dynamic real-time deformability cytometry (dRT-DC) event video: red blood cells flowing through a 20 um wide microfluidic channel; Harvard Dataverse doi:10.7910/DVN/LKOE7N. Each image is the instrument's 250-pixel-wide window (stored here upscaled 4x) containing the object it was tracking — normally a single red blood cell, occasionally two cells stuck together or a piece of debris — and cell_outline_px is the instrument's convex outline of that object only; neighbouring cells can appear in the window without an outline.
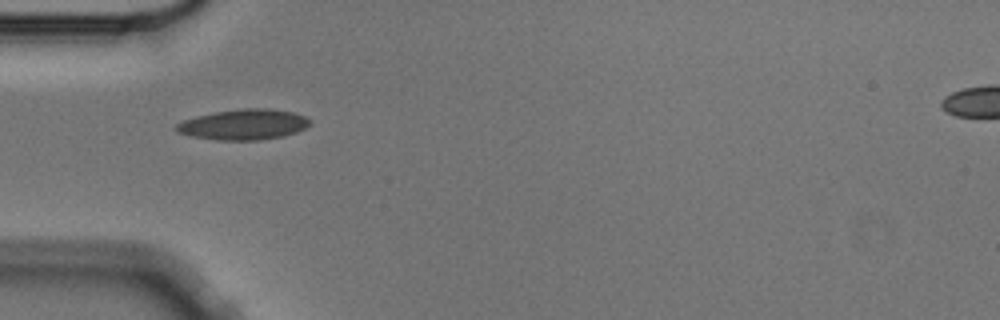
{"species": "Egyptian fruit bat (a non-hibernating species)", "species_latin": "Rousettus aegyptiacus", "temperature_condition": "cold", "stored_images_in_passage": 2, "camera_frame_rate_fps": 3000, "um_per_image_px": 0.085, "animal": {"sex": "male"}, "frame": {"image": 1, "passage_image": 1, "time_ms": 0.0, "image_size_px": [1000, 320], "cell_outline_px": [[312, 124], [296, 132], [284, 136], [260, 140], [216, 140], [192, 136], [176, 132], [176, 124], [184, 120], [196, 116], [216, 112], [244, 108], [268, 108], [292, 112], [304, 116], [312, 120]], "centroid_in_image_um": [20.74, 10.58], "position_along_channel_um": 64.3, "area_um2": 23.76}}
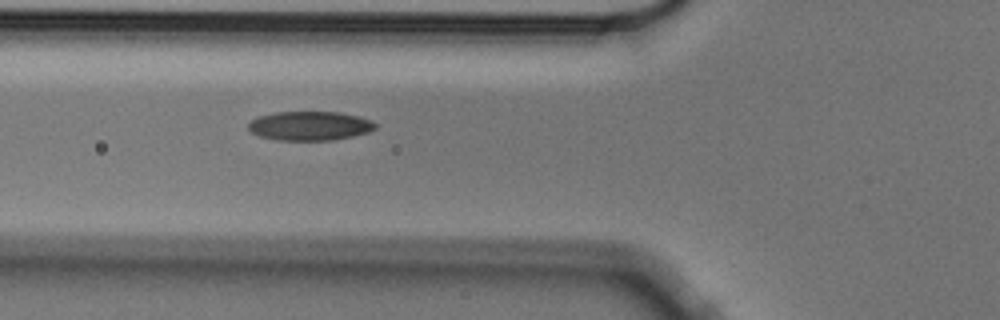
{"frame": {"image": 2, "passage_image": 2, "time_ms": 0.333, "image_size_px": [1000, 320], "cell_outline_px": [[376, 128], [368, 132], [352, 136], [332, 140], [276, 140], [260, 136], [252, 132], [248, 128], [248, 124], [252, 120], [260, 116], [276, 112], [336, 112], [360, 116], [372, 120], [376, 124]], "centroid_in_image_um": [26.35, 10.7], "position_along_channel_um": 99.4, "area_um2": 21.44}}